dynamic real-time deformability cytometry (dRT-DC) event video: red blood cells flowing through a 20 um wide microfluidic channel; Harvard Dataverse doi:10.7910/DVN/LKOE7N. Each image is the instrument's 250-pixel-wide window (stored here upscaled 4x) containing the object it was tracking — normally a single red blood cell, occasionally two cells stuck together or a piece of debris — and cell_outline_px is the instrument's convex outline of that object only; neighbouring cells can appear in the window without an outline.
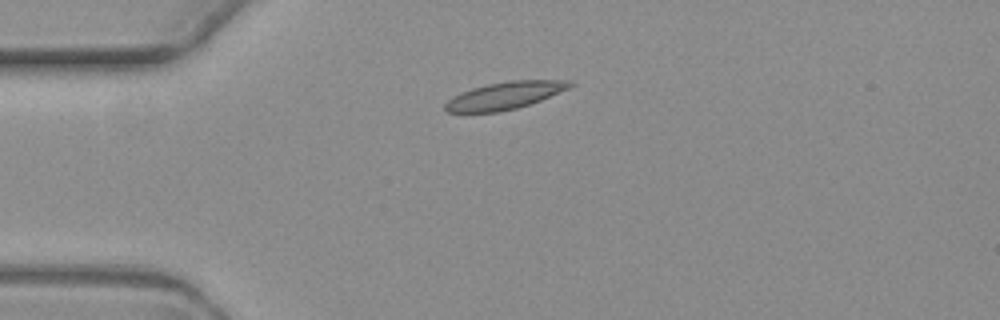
{"species": "common noctule bat (a hibernating species)", "species_latin": "Nyctalus noctula", "temperature_condition": "warm", "stored_images_in_passage": 3, "camera_frame_rate_fps": 3000, "um_per_image_px": 0.085, "animal": {"sex": "female", "body_mass_g": 19.3, "forearm_length_mm": 54.1}, "frame": {"image": 1, "passage_image": 1, "time_ms": 0.0, "image_size_px": [1000, 320], "cell_outline_px": [[576, 84], [568, 88], [540, 100], [516, 108], [500, 112], [448, 112], [444, 108], [444, 104], [448, 100], [460, 92], [472, 88], [488, 84], [512, 80], [572, 80]], "centroid_in_image_um": [42.9, 8.11], "position_along_channel_um": 42.1, "area_um2": 19.71}}
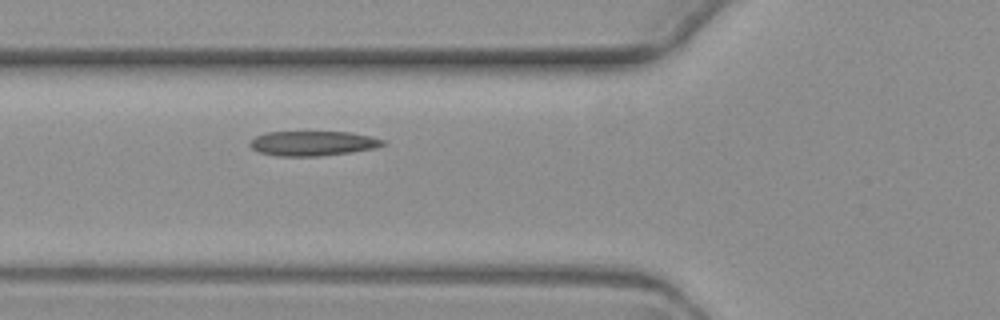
{"frame": {"image": 2, "passage_image": 3, "time_ms": 2.333, "image_size_px": [1000, 320], "cell_outline_px": [[388, 144], [376, 148], [352, 152], [320, 156], [280, 156], [260, 152], [252, 148], [248, 144], [256, 136], [268, 132], [348, 132], [372, 136], [384, 140]], "centroid_in_image_um": [26.65, 12.18], "position_along_channel_um": 99.2, "area_um2": 19.19}}